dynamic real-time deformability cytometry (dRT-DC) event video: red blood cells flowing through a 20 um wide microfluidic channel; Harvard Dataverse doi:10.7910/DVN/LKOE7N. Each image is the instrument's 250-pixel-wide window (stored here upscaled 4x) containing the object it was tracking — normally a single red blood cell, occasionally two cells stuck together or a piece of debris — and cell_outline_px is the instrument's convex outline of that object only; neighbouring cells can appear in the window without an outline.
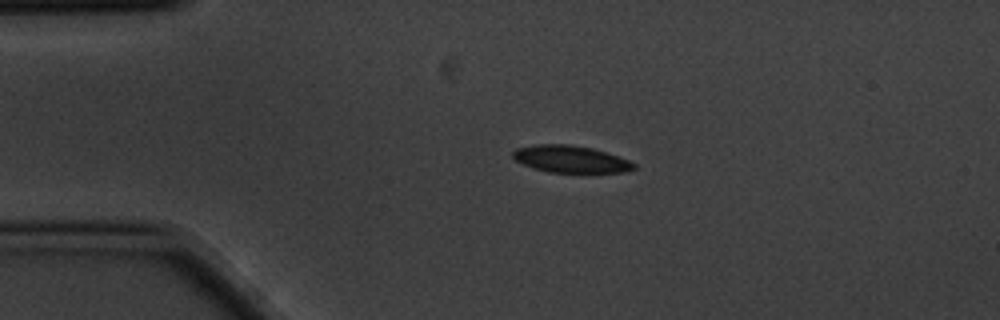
{"species": "common noctule bat (a hibernating species)", "species_latin": "Nyctalus noctula", "temperature_condition": "cold", "stored_images_in_passage": 3, "camera_frame_rate_fps": 3000, "um_per_image_px": 0.085, "animal": {"sex": "male", "body_mass_g": 20.1, "forearm_length_mm": 53.5}, "frame": {"image": 1, "passage_image": 2, "time_ms": 0.333, "image_size_px": [1000, 320], "cell_outline_px": [[636, 168], [624, 172], [548, 172], [524, 164], [516, 160], [512, 156], [512, 152], [516, 148], [536, 144], [572, 144], [592, 148], [628, 160], [636, 164]], "centroid_in_image_um": [48.49, 13.51], "position_along_channel_um": 36.5, "area_um2": 18.84}}